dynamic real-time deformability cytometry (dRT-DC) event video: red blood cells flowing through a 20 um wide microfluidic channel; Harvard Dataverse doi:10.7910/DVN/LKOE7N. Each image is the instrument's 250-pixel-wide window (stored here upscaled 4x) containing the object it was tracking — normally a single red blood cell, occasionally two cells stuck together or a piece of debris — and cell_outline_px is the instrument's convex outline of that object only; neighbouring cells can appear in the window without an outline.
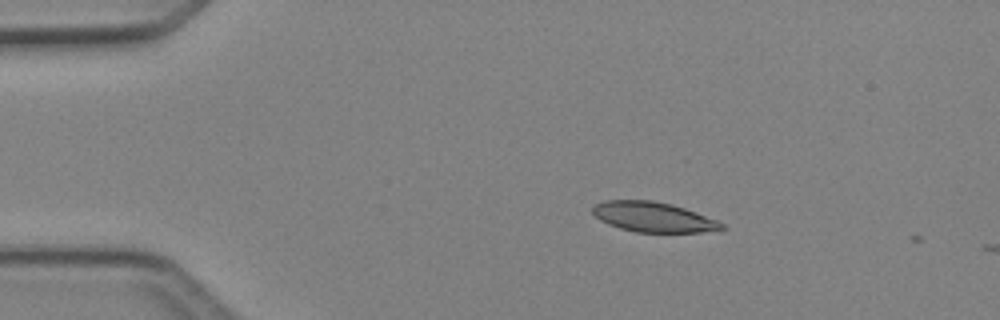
{"species": "Egyptian fruit bat (a non-hibernating species)", "species_latin": "Rousettus aegyptiacus", "temperature_condition": "cold", "stored_images_in_passage": 3, "camera_frame_rate_fps": 3000, "um_per_image_px": 0.085, "animal": {"sex": "female"}, "frame": {"image": 1, "passage_image": 2, "time_ms": 0.333, "image_size_px": [1000, 320], "cell_outline_px": [[728, 228], [700, 232], [636, 232], [620, 228], [608, 224], [600, 220], [592, 212], [592, 208], [596, 204], [604, 200], [652, 200], [672, 204], [696, 212], [716, 220], [724, 224]], "centroid_in_image_um": [55.52, 18.44], "position_along_channel_um": 29.5, "area_um2": 22.48}}